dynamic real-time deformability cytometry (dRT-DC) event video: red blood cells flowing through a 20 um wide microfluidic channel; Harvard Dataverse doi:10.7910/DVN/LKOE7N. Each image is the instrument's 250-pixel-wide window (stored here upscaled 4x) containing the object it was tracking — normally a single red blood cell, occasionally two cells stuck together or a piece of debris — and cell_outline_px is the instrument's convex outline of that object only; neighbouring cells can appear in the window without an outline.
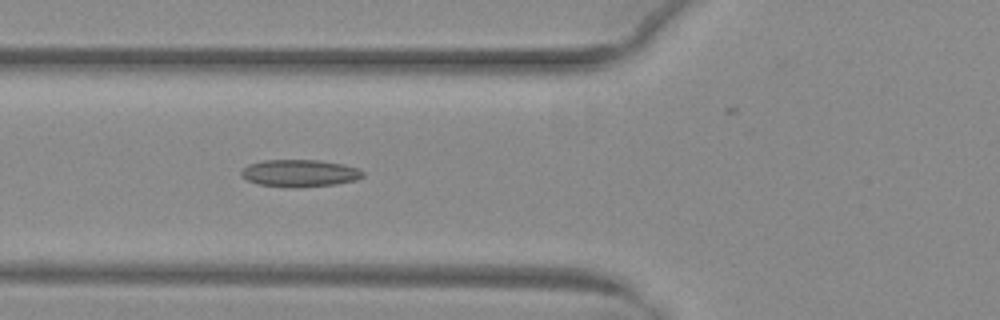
{"species": "common noctule bat (a hibernating species)", "species_latin": "Nyctalus noctula", "temperature_condition": "warm", "stored_images_in_passage": 38, "camera_frame_rate_fps": 3000, "um_per_image_px": 0.085, "animal": {"sex": "female", "body_mass_g": 29.2, "forearm_length_mm": 56.3}, "frame": {"image": 1, "passage_image": 6, "time_ms": 1.667, "image_size_px": [1000, 320], "cell_outline_px": [[364, 176], [356, 180], [336, 184], [300, 188], [284, 188], [256, 184], [240, 176], [240, 172], [248, 164], [264, 160], [320, 160], [344, 164], [356, 168], [364, 172]], "centroid_in_image_um": [25.45, 14.74], "position_along_channel_um": 100.3, "area_um2": 19.65}}
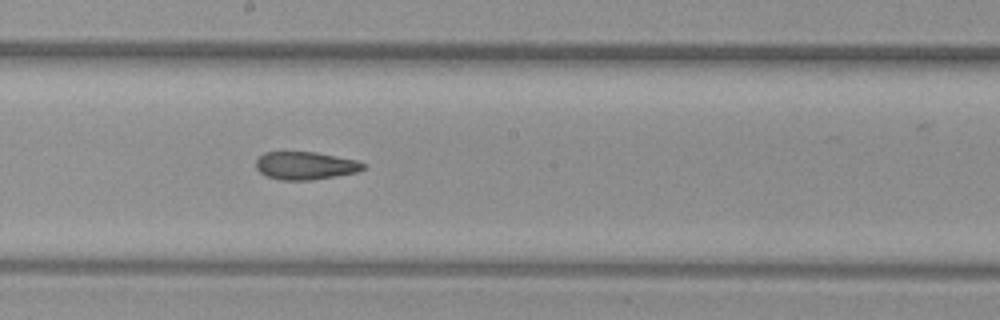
{"frame": {"image": 2, "passage_image": 15, "time_ms": 4.667, "image_size_px": [1000, 320], "cell_outline_px": [[364, 168], [356, 172], [312, 180], [280, 180], [268, 176], [260, 172], [256, 168], [256, 160], [264, 152], [316, 152], [356, 160], [364, 164]], "centroid_in_image_um": [25.93, 14.07], "position_along_channel_um": 222.3, "area_um2": 17.22}}
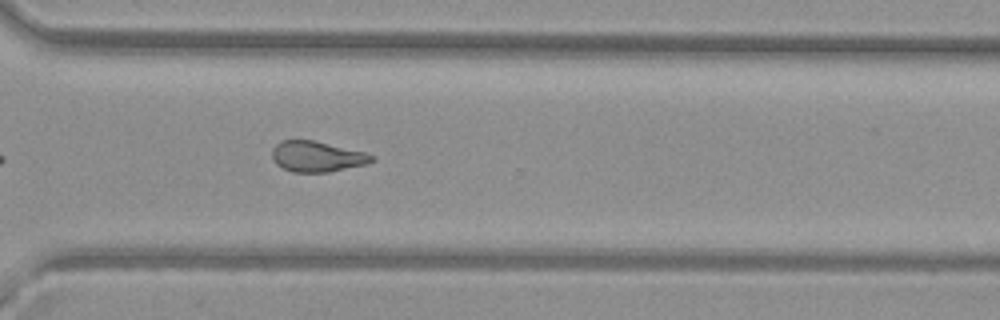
{"frame": {"image": 3, "passage_image": 24, "time_ms": 7.667, "image_size_px": [1000, 320], "cell_outline_px": [[376, 160], [364, 164], [328, 172], [292, 172], [276, 164], [272, 160], [272, 148], [280, 140], [312, 140], [364, 152], [376, 156]], "centroid_in_image_um": [26.91, 13.3], "position_along_channel_um": 343.7, "area_um2": 17.69}}